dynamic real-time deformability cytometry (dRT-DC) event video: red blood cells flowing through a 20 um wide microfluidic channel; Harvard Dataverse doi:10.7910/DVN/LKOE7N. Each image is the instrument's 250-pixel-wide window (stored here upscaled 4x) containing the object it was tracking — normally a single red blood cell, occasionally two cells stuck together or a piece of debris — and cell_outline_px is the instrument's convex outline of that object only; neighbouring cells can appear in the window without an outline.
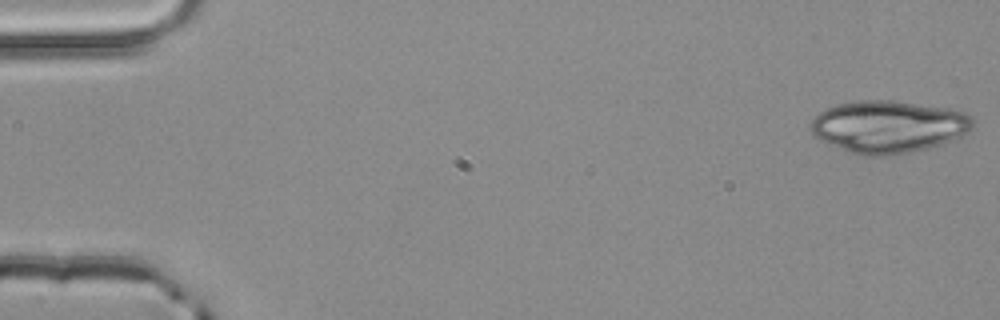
{"species": "common noctule bat (a hibernating species)", "species_latin": "Nyctalus noctula", "temperature_condition": "room temperature", "stored_images_in_passage": 3, "camera_frame_rate_fps": 3000, "um_per_image_px": 0.085, "animal": {"sex": "male", "body_mass_g": 20.4}, "frame": {"image": 1, "passage_image": 1, "time_ms": 0.0, "image_size_px": [1000, 320], "cell_outline_px": [[972, 128], [960, 140], [896, 156], [860, 156], [848, 152], [828, 144], [820, 140], [812, 132], [808, 124], [824, 108], [836, 104], [860, 100], [892, 100], [948, 108], [964, 112], [972, 116]], "centroid_in_image_um": [75.53, 10.79], "position_along_channel_um": 9.5, "area_um2": 50.34}}